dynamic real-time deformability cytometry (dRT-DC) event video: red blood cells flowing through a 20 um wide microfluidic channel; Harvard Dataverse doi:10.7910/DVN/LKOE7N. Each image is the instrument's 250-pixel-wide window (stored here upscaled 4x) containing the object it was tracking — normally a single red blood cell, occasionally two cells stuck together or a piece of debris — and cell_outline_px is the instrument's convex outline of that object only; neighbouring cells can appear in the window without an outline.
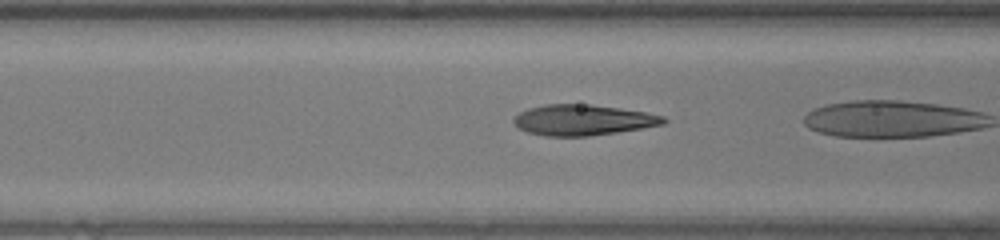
{"species": "human", "species_latin": "Homo sapiens", "temperature_condition": "warm", "stored_images_in_passage": 20, "camera_frame_rate_fps": 3000, "um_per_image_px": 0.085, "donor": {"sex": "female"}, "frame": {"image": 1, "passage_image": 16, "time_ms": 5.0, "image_size_px": [1000, 240], "cell_outline_px": [[668, 120], [664, 124], [616, 132], [588, 136], [544, 136], [528, 132], [520, 128], [512, 120], [520, 112], [528, 108], [544, 104], [588, 104], [620, 108], [644, 112], [664, 116]], "centroid_in_image_um": [49.54, 10.19], "position_along_channel_um": 117.1, "area_um2": 26.59}}